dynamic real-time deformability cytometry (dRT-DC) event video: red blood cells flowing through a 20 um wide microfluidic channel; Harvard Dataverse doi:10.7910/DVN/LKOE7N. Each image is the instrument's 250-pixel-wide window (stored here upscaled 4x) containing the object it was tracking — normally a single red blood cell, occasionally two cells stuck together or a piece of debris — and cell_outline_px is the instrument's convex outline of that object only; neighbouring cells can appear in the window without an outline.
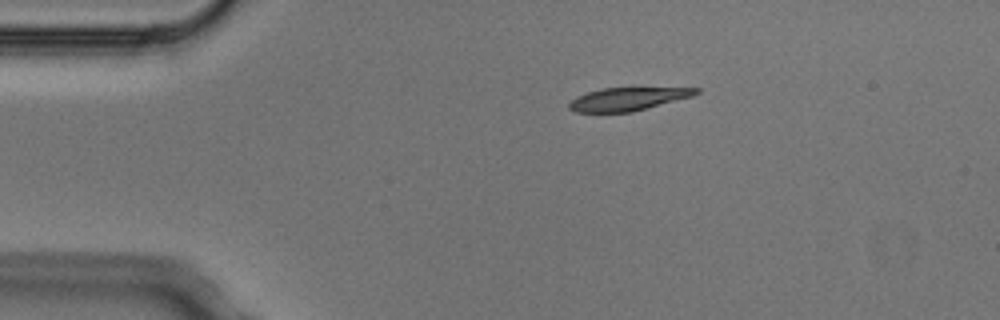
{"species": "Egyptian fruit bat (a non-hibernating species)", "species_latin": "Rousettus aegyptiacus", "temperature_condition": "cold", "stored_images_in_passage": 4, "camera_frame_rate_fps": 3000, "um_per_image_px": 0.085, "animal": {"sex": "male"}, "frame": {"image": 1, "passage_image": 1, "time_ms": 0.0, "image_size_px": [1000, 320], "cell_outline_px": [[700, 92], [692, 96], [632, 112], [576, 112], [568, 108], [568, 104], [576, 96], [588, 92], [604, 88], [700, 88]], "centroid_in_image_um": [53.34, 8.42], "position_along_channel_um": 31.7, "area_um2": 16.82}}
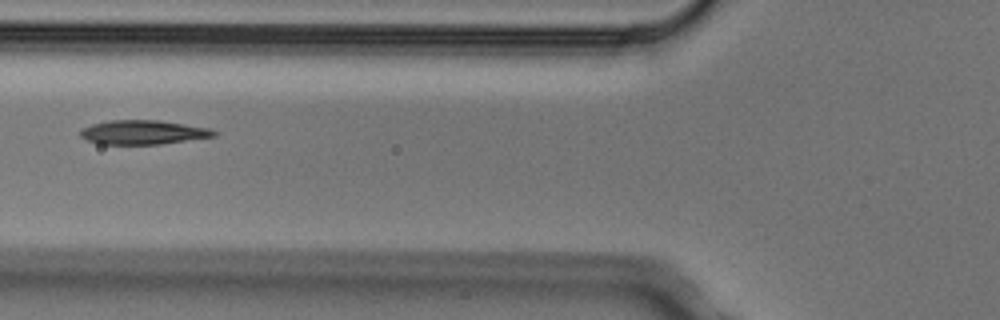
{"frame": {"image": 2, "passage_image": 4, "time_ms": 1.0, "image_size_px": [1000, 320], "cell_outline_px": [[220, 132], [216, 136], [160, 144], [100, 144], [88, 140], [80, 136], [80, 128], [92, 124], [108, 120], [160, 120], [208, 128]], "centroid_in_image_um": [12.16, 11.24], "position_along_channel_um": 113.6, "area_um2": 18.84}}